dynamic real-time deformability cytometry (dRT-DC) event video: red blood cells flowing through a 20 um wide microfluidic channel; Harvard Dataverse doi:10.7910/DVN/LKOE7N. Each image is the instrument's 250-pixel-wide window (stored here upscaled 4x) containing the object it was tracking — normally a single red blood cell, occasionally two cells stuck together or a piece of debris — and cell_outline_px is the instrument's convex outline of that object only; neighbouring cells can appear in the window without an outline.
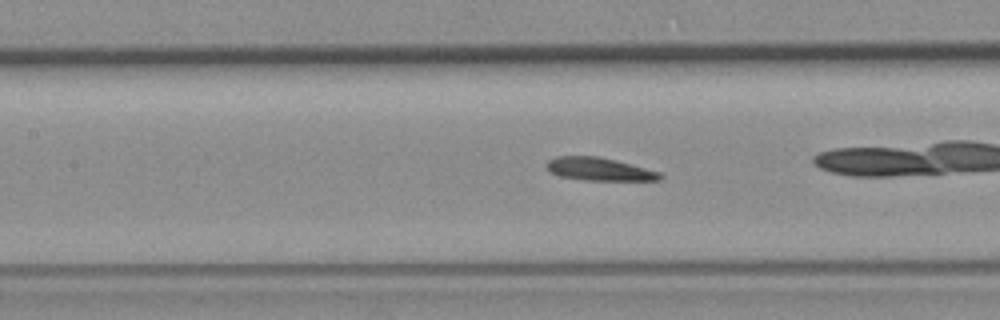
{"species": "common noctule bat (a hibernating species)", "species_latin": "Nyctalus noctula", "temperature_condition": "room temperature", "stored_images_in_passage": 35, "camera_frame_rate_fps": 3000, "um_per_image_px": 0.085, "animal": {"sex": "female", "body_mass_g": 19.3, "forearm_length_mm": 54.1}, "frame": {"image": 1, "passage_image": 11, "time_ms": 3.333, "image_size_px": [1000, 320], "cell_outline_px": [[664, 176], [660, 180], [584, 180], [556, 176], [548, 172], [544, 168], [548, 160], [556, 156], [600, 156], [616, 160], [660, 172]], "centroid_in_image_um": [50.86, 14.38], "position_along_channel_um": 156.5, "area_um2": 15.43}, "authors_computed_cell_mechanics": {"area_um2": 15.8372, "velocity_mm_per_s": 3.6419, "shape_relaxation_time_tau1_ms": 10.2558, "shape_relaxation_time_tau2_ms": null, "deformation_change_tau1": 0.1864, "deformation_change_tau2": null}}